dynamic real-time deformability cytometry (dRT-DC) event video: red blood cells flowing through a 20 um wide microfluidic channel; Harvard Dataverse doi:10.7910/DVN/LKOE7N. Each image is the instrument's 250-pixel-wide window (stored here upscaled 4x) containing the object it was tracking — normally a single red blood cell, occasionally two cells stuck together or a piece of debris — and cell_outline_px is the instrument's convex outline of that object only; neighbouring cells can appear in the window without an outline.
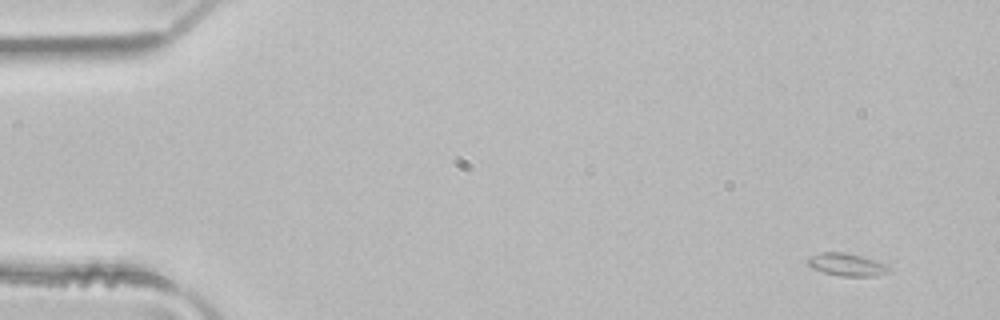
{"species": "common noctule bat (a hibernating species)", "species_latin": "Nyctalus noctula", "temperature_condition": "room temperature", "stored_images_in_passage": 4, "camera_frame_rate_fps": 3000, "um_per_image_px": 0.085, "animal": {"sex": "male", "body_mass_g": 21.5, "forearm_length_mm": 52.0}, "frame": {"image": 1, "passage_image": 1, "time_ms": 0.0, "image_size_px": [1000, 320], "cell_outline_px": [[888, 272], [876, 276], [840, 276], [824, 272], [812, 268], [804, 260], [808, 256], [820, 252], [844, 252], [876, 260], [888, 264]], "centroid_in_image_um": [71.93, 22.48], "position_along_channel_um": 13.1, "area_um2": 10.81}}